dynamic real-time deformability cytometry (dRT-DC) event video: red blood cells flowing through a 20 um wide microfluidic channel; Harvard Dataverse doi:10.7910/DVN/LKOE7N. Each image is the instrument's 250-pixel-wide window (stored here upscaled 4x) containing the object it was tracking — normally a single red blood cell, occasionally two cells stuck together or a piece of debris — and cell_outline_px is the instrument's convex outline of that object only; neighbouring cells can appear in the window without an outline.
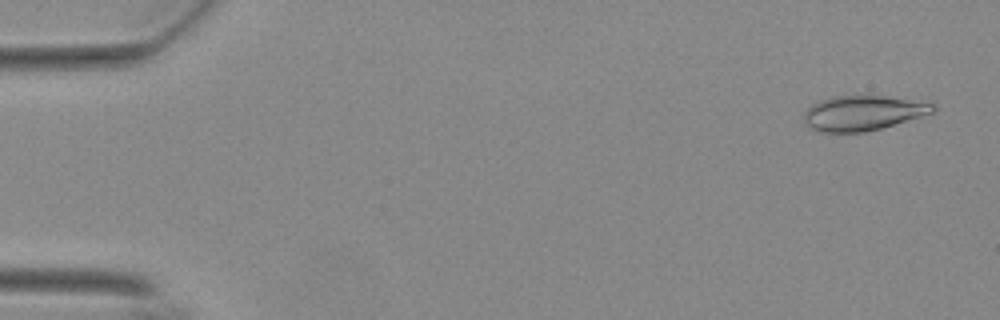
{"species": "Egyptian fruit bat (a non-hibernating species)", "species_latin": "Rousettus aegyptiacus", "temperature_condition": "warm", "stored_images_in_passage": 55, "camera_frame_rate_fps": 3000, "um_per_image_px": 0.085, "animal": {"sex": "female"}, "frame": {"image": 1, "passage_image": 3, "time_ms": 0.667, "image_size_px": [1000, 320], "cell_outline_px": [[936, 108], [932, 112], [920, 116], [880, 128], [864, 132], [820, 132], [804, 124], [804, 112], [816, 100], [832, 96], [856, 92], [924, 96], [936, 104]], "centroid_in_image_um": [73.48, 9.48], "position_along_channel_um": 11.5, "area_um2": 28.44}}
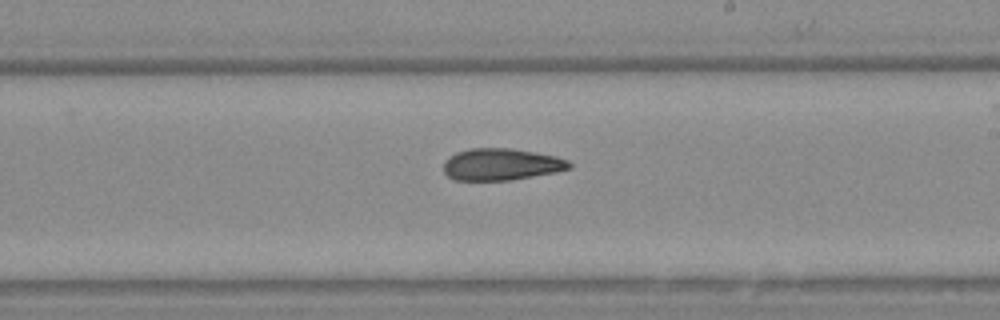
{"frame": {"image": 2, "passage_image": 33, "time_ms": 10.667, "image_size_px": [1000, 320], "cell_outline_px": [[572, 168], [556, 172], [512, 180], [452, 180], [444, 172], [444, 160], [448, 156], [456, 152], [468, 148], [512, 148], [536, 152], [556, 156], [568, 160], [572, 164]], "centroid_in_image_um": [42.6, 13.96], "position_along_channel_um": 246.4, "area_um2": 23.64}}
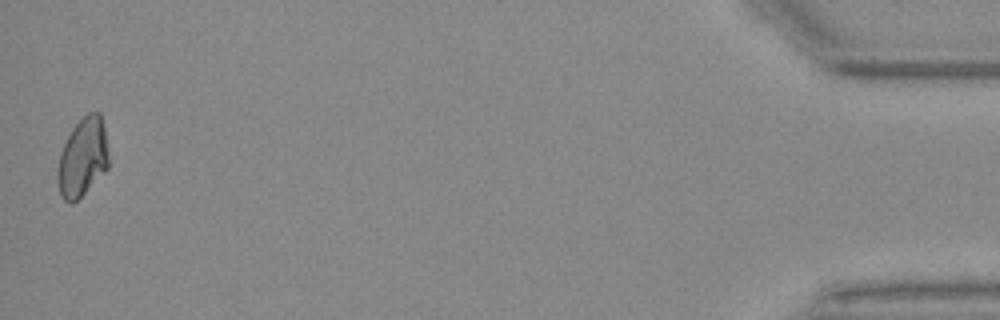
{"frame": {"image": 3, "passage_image": 55, "time_ms": 18.0, "image_size_px": [1000, 320], "cell_outline_px": [[108, 168], [72, 204], [64, 200], [60, 196], [56, 176], [56, 172], [60, 152], [72, 128], [88, 112], [100, 112], [104, 128], [108, 156]], "centroid_in_image_um": [6.99, 13.39], "position_along_channel_um": 428.2, "area_um2": 23.18}, "authors_computed_cell_mechanics": {"area_um2": 24.1604, "velocity_mm_per_s": 3.7149, "shape_relaxation_time_tau1_ms": null, "shape_relaxation_time_tau2_ms": 4.4089, "deformation_change_tau1": null, "deformation_change_tau2": 0.1006}}